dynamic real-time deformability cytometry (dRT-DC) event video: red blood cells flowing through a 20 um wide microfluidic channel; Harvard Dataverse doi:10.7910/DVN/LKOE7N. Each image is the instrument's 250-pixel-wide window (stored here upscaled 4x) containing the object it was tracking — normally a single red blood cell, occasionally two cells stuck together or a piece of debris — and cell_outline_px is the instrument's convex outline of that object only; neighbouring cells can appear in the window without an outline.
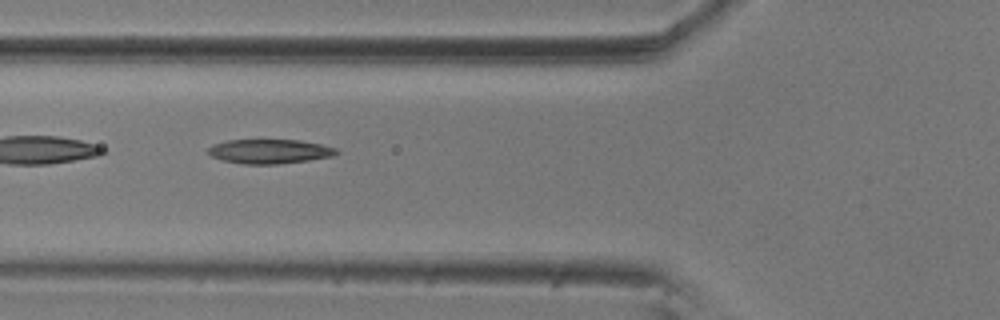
{"species": "common noctule bat (a hibernating species)", "species_latin": "Nyctalus noctula", "temperature_condition": "room temperature", "stored_images_in_passage": 9, "camera_frame_rate_fps": 3000, "um_per_image_px": 0.085, "animal": {"sex": "male", "body_mass_g": 20.5, "forearm_length_mm": 52.5}, "frame": {"image": 1, "passage_image": 6, "time_ms": 1.667, "image_size_px": [1000, 320], "cell_outline_px": [[340, 152], [332, 156], [308, 160], [276, 164], [244, 164], [224, 160], [212, 156], [208, 152], [208, 148], [212, 144], [228, 140], [300, 140], [320, 144], [336, 148]], "centroid_in_image_um": [22.92, 12.86], "position_along_channel_um": 102.9, "area_um2": 18.03}}
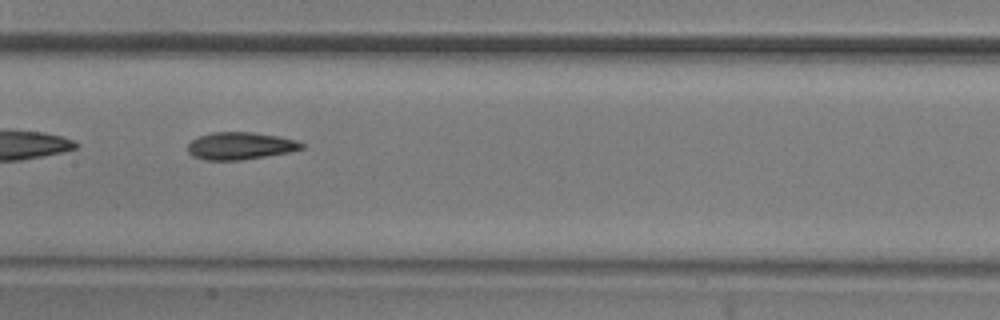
{"frame": {"image": 2, "passage_image": 8, "time_ms": 2.333, "image_size_px": [1000, 320], "cell_outline_px": [[304, 148], [288, 152], [240, 160], [204, 160], [192, 156], [188, 152], [188, 144], [192, 140], [200, 136], [212, 132], [252, 132], [280, 136], [296, 140], [304, 144]], "centroid_in_image_um": [20.41, 12.39], "position_along_channel_um": 187.0, "area_um2": 18.09}}
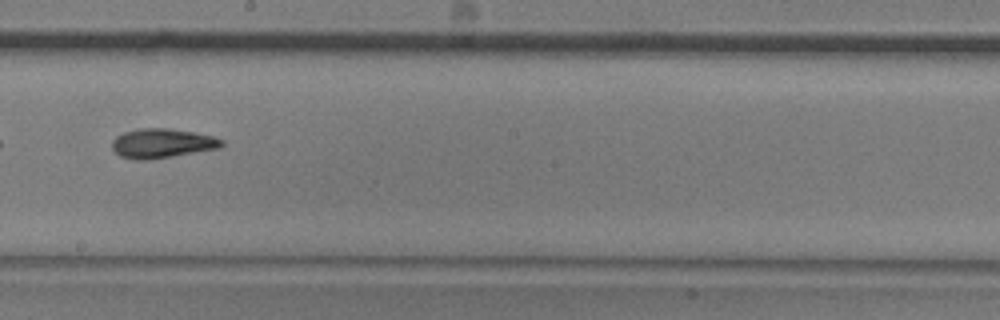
{"frame": {"image": 3, "passage_image": 9, "time_ms": 2.667, "image_size_px": [1000, 320], "cell_outline_px": [[224, 144], [220, 148], [148, 160], [132, 160], [120, 156], [112, 148], [112, 140], [116, 136], [124, 132], [140, 128], [168, 128], [192, 132], [212, 136], [224, 140]], "centroid_in_image_um": [13.76, 12.18], "position_along_channel_um": 234.4, "area_um2": 18.79}}